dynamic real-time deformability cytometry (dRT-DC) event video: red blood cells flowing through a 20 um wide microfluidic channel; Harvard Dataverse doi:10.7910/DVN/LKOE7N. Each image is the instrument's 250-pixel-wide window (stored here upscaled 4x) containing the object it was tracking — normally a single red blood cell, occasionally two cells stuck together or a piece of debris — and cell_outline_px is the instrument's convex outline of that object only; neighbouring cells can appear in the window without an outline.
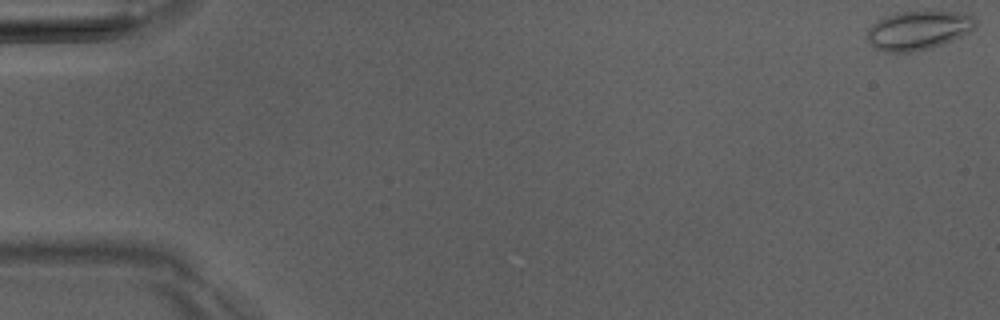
{"species": "Egyptian fruit bat (a non-hibernating species)", "species_latin": "Rousettus aegyptiacus", "temperature_condition": "room temperature", "stored_images_in_passage": 6, "camera_frame_rate_fps": 3000, "um_per_image_px": 0.085, "animal": {"sex": "male"}, "frame": {"image": 1, "passage_image": 1, "time_ms": 0.0, "image_size_px": [1000, 320], "cell_outline_px": [[976, 28], [952, 40], [916, 52], [884, 52], [872, 48], [868, 44], [868, 28], [872, 24], [888, 16], [904, 12], [968, 12], [976, 20]], "centroid_in_image_um": [78.05, 2.59], "position_along_channel_um": 6.9, "area_um2": 24.39}}